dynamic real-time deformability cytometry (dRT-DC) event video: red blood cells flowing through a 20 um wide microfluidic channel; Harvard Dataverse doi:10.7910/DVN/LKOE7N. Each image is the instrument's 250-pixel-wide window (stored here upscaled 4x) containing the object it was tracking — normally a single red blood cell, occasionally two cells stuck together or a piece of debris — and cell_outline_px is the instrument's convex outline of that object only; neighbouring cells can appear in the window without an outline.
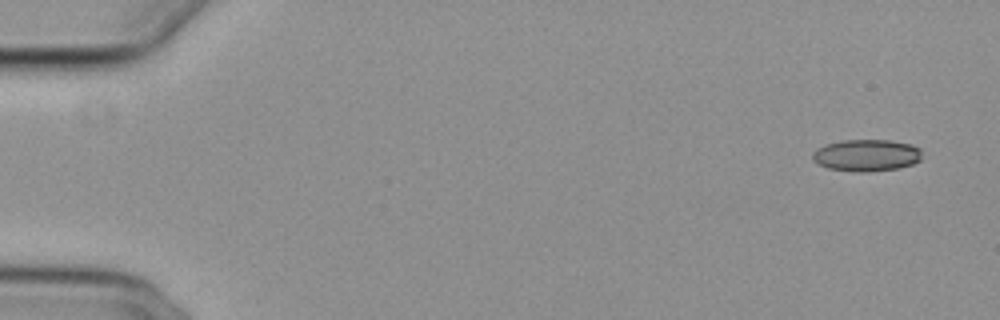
{"species": "common noctule bat (a hibernating species)", "species_latin": "Nyctalus noctula", "temperature_condition": "cold", "stored_images_in_passage": 52, "camera_frame_rate_fps": 3000, "um_per_image_px": 0.085, "animal": {"sex": "female", "body_mass_g": 29.2, "forearm_length_mm": 56.3}, "frame": {"image": 1, "passage_image": 1, "time_ms": 0.0, "image_size_px": [1000, 320], "cell_outline_px": [[920, 160], [912, 164], [900, 168], [868, 172], [856, 172], [828, 168], [812, 160], [812, 152], [816, 148], [828, 144], [844, 140], [888, 140], [912, 144], [920, 148]], "centroid_in_image_um": [73.65, 13.2], "position_along_channel_um": 11.4, "area_um2": 20.35}}
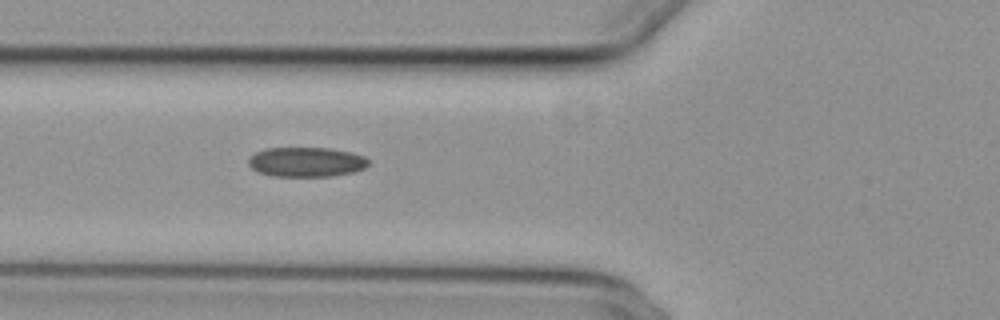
{"frame": {"image": 2, "passage_image": 19, "time_ms": 6.0, "image_size_px": [1000, 320], "cell_outline_px": [[368, 164], [364, 168], [352, 172], [332, 176], [272, 176], [256, 172], [248, 164], [248, 160], [256, 152], [264, 148], [328, 148], [352, 152], [364, 156], [368, 160]], "centroid_in_image_um": [26.01, 13.77], "position_along_channel_um": 99.8, "area_um2": 20.75}}
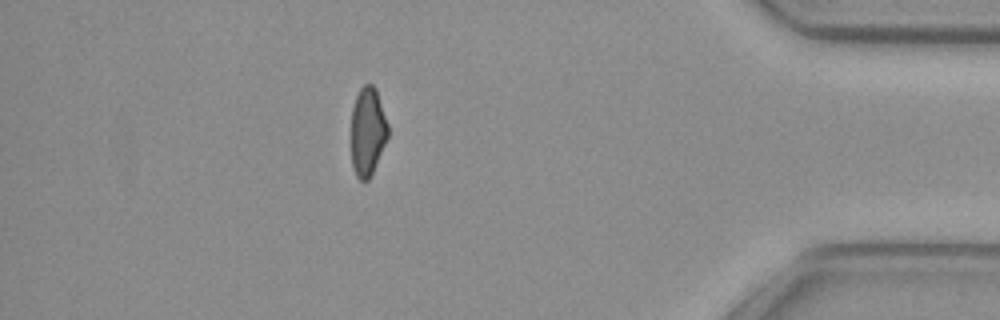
{"frame": {"image": 3, "passage_image": 46, "time_ms": 15.0, "image_size_px": [1000, 320], "cell_outline_px": [[388, 136], [372, 172], [368, 180], [360, 180], [356, 176], [352, 168], [352, 108], [356, 96], [360, 88], [364, 84], [372, 84], [376, 88], [388, 124]], "centroid_in_image_um": [31.24, 11.15], "position_along_channel_um": 404.0, "area_um2": 18.79}, "authors_computed_cell_mechanics": {"area_um2": 20.808, "velocity_mm_per_s": 3.8508, "shape_relaxation_time_tau1_ms": null, "shape_relaxation_time_tau2_ms": 9.8621, "deformation_change_tau1": null, "deformation_change_tau2": 0.1616}}